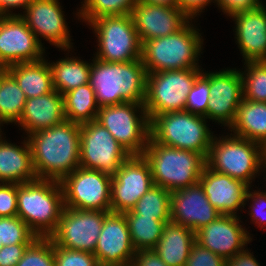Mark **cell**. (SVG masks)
<instances>
[{"mask_svg": "<svg viewBox=\"0 0 266 266\" xmlns=\"http://www.w3.org/2000/svg\"><path fill=\"white\" fill-rule=\"evenodd\" d=\"M38 179L60 182L80 167V124L65 120L27 138Z\"/></svg>", "mask_w": 266, "mask_h": 266, "instance_id": "1", "label": "cell"}, {"mask_svg": "<svg viewBox=\"0 0 266 266\" xmlns=\"http://www.w3.org/2000/svg\"><path fill=\"white\" fill-rule=\"evenodd\" d=\"M89 85L99 107L124 102L144 103L147 72L141 59L106 62L93 58Z\"/></svg>", "mask_w": 266, "mask_h": 266, "instance_id": "2", "label": "cell"}, {"mask_svg": "<svg viewBox=\"0 0 266 266\" xmlns=\"http://www.w3.org/2000/svg\"><path fill=\"white\" fill-rule=\"evenodd\" d=\"M64 207L58 181L36 179L17 184V216L38 237H49L56 230Z\"/></svg>", "mask_w": 266, "mask_h": 266, "instance_id": "3", "label": "cell"}, {"mask_svg": "<svg viewBox=\"0 0 266 266\" xmlns=\"http://www.w3.org/2000/svg\"><path fill=\"white\" fill-rule=\"evenodd\" d=\"M142 155L149 163L154 185L170 192L198 184L206 165L203 155L161 145L151 137Z\"/></svg>", "mask_w": 266, "mask_h": 266, "instance_id": "4", "label": "cell"}, {"mask_svg": "<svg viewBox=\"0 0 266 266\" xmlns=\"http://www.w3.org/2000/svg\"><path fill=\"white\" fill-rule=\"evenodd\" d=\"M190 21L173 34L142 43L141 60L147 73L200 67L197 62L204 40Z\"/></svg>", "mask_w": 266, "mask_h": 266, "instance_id": "5", "label": "cell"}, {"mask_svg": "<svg viewBox=\"0 0 266 266\" xmlns=\"http://www.w3.org/2000/svg\"><path fill=\"white\" fill-rule=\"evenodd\" d=\"M206 119L186 110L156 115L150 121V137L161 145L190 150L207 158L214 135Z\"/></svg>", "mask_w": 266, "mask_h": 266, "instance_id": "6", "label": "cell"}, {"mask_svg": "<svg viewBox=\"0 0 266 266\" xmlns=\"http://www.w3.org/2000/svg\"><path fill=\"white\" fill-rule=\"evenodd\" d=\"M262 159L261 144L231 133L219 138L213 136L206 165L251 187L255 175L262 170Z\"/></svg>", "mask_w": 266, "mask_h": 266, "instance_id": "7", "label": "cell"}, {"mask_svg": "<svg viewBox=\"0 0 266 266\" xmlns=\"http://www.w3.org/2000/svg\"><path fill=\"white\" fill-rule=\"evenodd\" d=\"M201 73L200 68L147 73L144 107L149 120L156 115L184 111L188 93Z\"/></svg>", "mask_w": 266, "mask_h": 266, "instance_id": "8", "label": "cell"}, {"mask_svg": "<svg viewBox=\"0 0 266 266\" xmlns=\"http://www.w3.org/2000/svg\"><path fill=\"white\" fill-rule=\"evenodd\" d=\"M138 112L141 115H138ZM96 121L106 128L130 155H142L145 152L150 138V120L144 103L124 102L101 106Z\"/></svg>", "mask_w": 266, "mask_h": 266, "instance_id": "9", "label": "cell"}, {"mask_svg": "<svg viewBox=\"0 0 266 266\" xmlns=\"http://www.w3.org/2000/svg\"><path fill=\"white\" fill-rule=\"evenodd\" d=\"M90 25L97 35L95 58L106 62H130L141 59L142 43L130 14L101 16Z\"/></svg>", "mask_w": 266, "mask_h": 266, "instance_id": "10", "label": "cell"}, {"mask_svg": "<svg viewBox=\"0 0 266 266\" xmlns=\"http://www.w3.org/2000/svg\"><path fill=\"white\" fill-rule=\"evenodd\" d=\"M111 179L101 171L78 167L60 181L65 207L111 212Z\"/></svg>", "mask_w": 266, "mask_h": 266, "instance_id": "11", "label": "cell"}, {"mask_svg": "<svg viewBox=\"0 0 266 266\" xmlns=\"http://www.w3.org/2000/svg\"><path fill=\"white\" fill-rule=\"evenodd\" d=\"M129 156L96 120L80 124V167L114 176Z\"/></svg>", "mask_w": 266, "mask_h": 266, "instance_id": "12", "label": "cell"}, {"mask_svg": "<svg viewBox=\"0 0 266 266\" xmlns=\"http://www.w3.org/2000/svg\"><path fill=\"white\" fill-rule=\"evenodd\" d=\"M107 213L64 207L58 226L49 237L56 246L94 253Z\"/></svg>", "mask_w": 266, "mask_h": 266, "instance_id": "13", "label": "cell"}, {"mask_svg": "<svg viewBox=\"0 0 266 266\" xmlns=\"http://www.w3.org/2000/svg\"><path fill=\"white\" fill-rule=\"evenodd\" d=\"M154 186L149 163L143 155H130L111 179V212L125 213Z\"/></svg>", "mask_w": 266, "mask_h": 266, "instance_id": "14", "label": "cell"}, {"mask_svg": "<svg viewBox=\"0 0 266 266\" xmlns=\"http://www.w3.org/2000/svg\"><path fill=\"white\" fill-rule=\"evenodd\" d=\"M42 46L21 16H0V60L6 67L45 58Z\"/></svg>", "mask_w": 266, "mask_h": 266, "instance_id": "15", "label": "cell"}, {"mask_svg": "<svg viewBox=\"0 0 266 266\" xmlns=\"http://www.w3.org/2000/svg\"><path fill=\"white\" fill-rule=\"evenodd\" d=\"M209 87L211 99L205 117L230 128L243 100V81L240 70L229 68L209 72Z\"/></svg>", "mask_w": 266, "mask_h": 266, "instance_id": "16", "label": "cell"}, {"mask_svg": "<svg viewBox=\"0 0 266 266\" xmlns=\"http://www.w3.org/2000/svg\"><path fill=\"white\" fill-rule=\"evenodd\" d=\"M135 253L125 214L108 212L93 253L98 264L131 266Z\"/></svg>", "mask_w": 266, "mask_h": 266, "instance_id": "17", "label": "cell"}, {"mask_svg": "<svg viewBox=\"0 0 266 266\" xmlns=\"http://www.w3.org/2000/svg\"><path fill=\"white\" fill-rule=\"evenodd\" d=\"M61 9L58 0H32L23 11L25 14L19 13L18 16L26 21L41 45L40 36L50 44L69 51L72 47L70 31H68L65 15Z\"/></svg>", "mask_w": 266, "mask_h": 266, "instance_id": "18", "label": "cell"}, {"mask_svg": "<svg viewBox=\"0 0 266 266\" xmlns=\"http://www.w3.org/2000/svg\"><path fill=\"white\" fill-rule=\"evenodd\" d=\"M240 222L237 215H220L195 233L196 242L228 260L252 241L250 233L240 225Z\"/></svg>", "mask_w": 266, "mask_h": 266, "instance_id": "19", "label": "cell"}, {"mask_svg": "<svg viewBox=\"0 0 266 266\" xmlns=\"http://www.w3.org/2000/svg\"><path fill=\"white\" fill-rule=\"evenodd\" d=\"M170 222L190 228L194 233L221 214L214 208L200 183L171 192Z\"/></svg>", "mask_w": 266, "mask_h": 266, "instance_id": "20", "label": "cell"}, {"mask_svg": "<svg viewBox=\"0 0 266 266\" xmlns=\"http://www.w3.org/2000/svg\"><path fill=\"white\" fill-rule=\"evenodd\" d=\"M141 43L180 30L190 18L179 8L137 1L130 13Z\"/></svg>", "mask_w": 266, "mask_h": 266, "instance_id": "21", "label": "cell"}, {"mask_svg": "<svg viewBox=\"0 0 266 266\" xmlns=\"http://www.w3.org/2000/svg\"><path fill=\"white\" fill-rule=\"evenodd\" d=\"M207 199L221 215H235L246 205L250 186L228 175L216 172L205 165L200 180Z\"/></svg>", "mask_w": 266, "mask_h": 266, "instance_id": "22", "label": "cell"}, {"mask_svg": "<svg viewBox=\"0 0 266 266\" xmlns=\"http://www.w3.org/2000/svg\"><path fill=\"white\" fill-rule=\"evenodd\" d=\"M235 21V38L248 61H266V8L264 5L230 16Z\"/></svg>", "mask_w": 266, "mask_h": 266, "instance_id": "23", "label": "cell"}, {"mask_svg": "<svg viewBox=\"0 0 266 266\" xmlns=\"http://www.w3.org/2000/svg\"><path fill=\"white\" fill-rule=\"evenodd\" d=\"M65 120L63 95L54 90L45 95L26 99L22 116L17 124L30 135Z\"/></svg>", "mask_w": 266, "mask_h": 266, "instance_id": "24", "label": "cell"}, {"mask_svg": "<svg viewBox=\"0 0 266 266\" xmlns=\"http://www.w3.org/2000/svg\"><path fill=\"white\" fill-rule=\"evenodd\" d=\"M38 179L28 140L23 146L0 141V183H26Z\"/></svg>", "mask_w": 266, "mask_h": 266, "instance_id": "25", "label": "cell"}, {"mask_svg": "<svg viewBox=\"0 0 266 266\" xmlns=\"http://www.w3.org/2000/svg\"><path fill=\"white\" fill-rule=\"evenodd\" d=\"M195 241V233L190 228L168 222L154 251L168 266H185Z\"/></svg>", "mask_w": 266, "mask_h": 266, "instance_id": "26", "label": "cell"}, {"mask_svg": "<svg viewBox=\"0 0 266 266\" xmlns=\"http://www.w3.org/2000/svg\"><path fill=\"white\" fill-rule=\"evenodd\" d=\"M7 71L14 77L26 99L54 91L51 68L44 58L12 64L7 67Z\"/></svg>", "mask_w": 266, "mask_h": 266, "instance_id": "27", "label": "cell"}, {"mask_svg": "<svg viewBox=\"0 0 266 266\" xmlns=\"http://www.w3.org/2000/svg\"><path fill=\"white\" fill-rule=\"evenodd\" d=\"M233 135L266 145V103L243 98L234 123L230 126Z\"/></svg>", "mask_w": 266, "mask_h": 266, "instance_id": "28", "label": "cell"}, {"mask_svg": "<svg viewBox=\"0 0 266 266\" xmlns=\"http://www.w3.org/2000/svg\"><path fill=\"white\" fill-rule=\"evenodd\" d=\"M77 58L67 57L56 63L49 62L54 90L61 95L89 83L91 63Z\"/></svg>", "mask_w": 266, "mask_h": 266, "instance_id": "29", "label": "cell"}, {"mask_svg": "<svg viewBox=\"0 0 266 266\" xmlns=\"http://www.w3.org/2000/svg\"><path fill=\"white\" fill-rule=\"evenodd\" d=\"M63 98L66 120L82 124L97 119L100 107L89 83L66 92Z\"/></svg>", "mask_w": 266, "mask_h": 266, "instance_id": "30", "label": "cell"}, {"mask_svg": "<svg viewBox=\"0 0 266 266\" xmlns=\"http://www.w3.org/2000/svg\"><path fill=\"white\" fill-rule=\"evenodd\" d=\"M132 244L136 251L154 249L159 242L166 223L155 218L141 217L131 210L124 213Z\"/></svg>", "mask_w": 266, "mask_h": 266, "instance_id": "31", "label": "cell"}, {"mask_svg": "<svg viewBox=\"0 0 266 266\" xmlns=\"http://www.w3.org/2000/svg\"><path fill=\"white\" fill-rule=\"evenodd\" d=\"M26 97L14 77L6 70L0 74V120L5 124L19 122Z\"/></svg>", "mask_w": 266, "mask_h": 266, "instance_id": "32", "label": "cell"}, {"mask_svg": "<svg viewBox=\"0 0 266 266\" xmlns=\"http://www.w3.org/2000/svg\"><path fill=\"white\" fill-rule=\"evenodd\" d=\"M171 192L160 186L149 189L132 208V212L141 217L170 221Z\"/></svg>", "mask_w": 266, "mask_h": 266, "instance_id": "33", "label": "cell"}, {"mask_svg": "<svg viewBox=\"0 0 266 266\" xmlns=\"http://www.w3.org/2000/svg\"><path fill=\"white\" fill-rule=\"evenodd\" d=\"M246 71H241L243 98L266 103V61L244 62ZM247 72V73H246Z\"/></svg>", "mask_w": 266, "mask_h": 266, "instance_id": "34", "label": "cell"}, {"mask_svg": "<svg viewBox=\"0 0 266 266\" xmlns=\"http://www.w3.org/2000/svg\"><path fill=\"white\" fill-rule=\"evenodd\" d=\"M136 2L137 0H84L77 16L90 23L101 16L130 14Z\"/></svg>", "mask_w": 266, "mask_h": 266, "instance_id": "35", "label": "cell"}, {"mask_svg": "<svg viewBox=\"0 0 266 266\" xmlns=\"http://www.w3.org/2000/svg\"><path fill=\"white\" fill-rule=\"evenodd\" d=\"M38 237L18 216L0 217V242L3 246L30 244Z\"/></svg>", "mask_w": 266, "mask_h": 266, "instance_id": "36", "label": "cell"}, {"mask_svg": "<svg viewBox=\"0 0 266 266\" xmlns=\"http://www.w3.org/2000/svg\"><path fill=\"white\" fill-rule=\"evenodd\" d=\"M17 266H55L54 243L50 237H36Z\"/></svg>", "mask_w": 266, "mask_h": 266, "instance_id": "37", "label": "cell"}, {"mask_svg": "<svg viewBox=\"0 0 266 266\" xmlns=\"http://www.w3.org/2000/svg\"><path fill=\"white\" fill-rule=\"evenodd\" d=\"M211 99L209 87V73H202L197 77L191 91L188 93L186 101V111L197 115L207 114Z\"/></svg>", "mask_w": 266, "mask_h": 266, "instance_id": "38", "label": "cell"}, {"mask_svg": "<svg viewBox=\"0 0 266 266\" xmlns=\"http://www.w3.org/2000/svg\"><path fill=\"white\" fill-rule=\"evenodd\" d=\"M55 266H98L93 253L69 250L54 244Z\"/></svg>", "mask_w": 266, "mask_h": 266, "instance_id": "39", "label": "cell"}, {"mask_svg": "<svg viewBox=\"0 0 266 266\" xmlns=\"http://www.w3.org/2000/svg\"><path fill=\"white\" fill-rule=\"evenodd\" d=\"M226 260L194 242L185 266H225Z\"/></svg>", "mask_w": 266, "mask_h": 266, "instance_id": "40", "label": "cell"}, {"mask_svg": "<svg viewBox=\"0 0 266 266\" xmlns=\"http://www.w3.org/2000/svg\"><path fill=\"white\" fill-rule=\"evenodd\" d=\"M17 216V184L0 183V217Z\"/></svg>", "mask_w": 266, "mask_h": 266, "instance_id": "41", "label": "cell"}, {"mask_svg": "<svg viewBox=\"0 0 266 266\" xmlns=\"http://www.w3.org/2000/svg\"><path fill=\"white\" fill-rule=\"evenodd\" d=\"M250 188L248 189V192L246 194L245 201H248L249 199H252V203L250 204L251 210L249 211V215L252 218L251 221H253L255 224H258L257 226L262 227L261 229H264V226L266 227V192H260L259 190H255L254 192H250Z\"/></svg>", "mask_w": 266, "mask_h": 266, "instance_id": "42", "label": "cell"}, {"mask_svg": "<svg viewBox=\"0 0 266 266\" xmlns=\"http://www.w3.org/2000/svg\"><path fill=\"white\" fill-rule=\"evenodd\" d=\"M215 2L228 16H232L238 12L252 10L263 5L260 0H215Z\"/></svg>", "mask_w": 266, "mask_h": 266, "instance_id": "43", "label": "cell"}, {"mask_svg": "<svg viewBox=\"0 0 266 266\" xmlns=\"http://www.w3.org/2000/svg\"><path fill=\"white\" fill-rule=\"evenodd\" d=\"M29 244H12L0 250V266H17Z\"/></svg>", "mask_w": 266, "mask_h": 266, "instance_id": "44", "label": "cell"}, {"mask_svg": "<svg viewBox=\"0 0 266 266\" xmlns=\"http://www.w3.org/2000/svg\"><path fill=\"white\" fill-rule=\"evenodd\" d=\"M131 266H168L154 249L136 251Z\"/></svg>", "mask_w": 266, "mask_h": 266, "instance_id": "45", "label": "cell"}, {"mask_svg": "<svg viewBox=\"0 0 266 266\" xmlns=\"http://www.w3.org/2000/svg\"><path fill=\"white\" fill-rule=\"evenodd\" d=\"M178 7L190 18L194 19L197 15H200L202 10L213 0H177ZM215 0L213 1V3ZM198 13V14H197Z\"/></svg>", "mask_w": 266, "mask_h": 266, "instance_id": "46", "label": "cell"}, {"mask_svg": "<svg viewBox=\"0 0 266 266\" xmlns=\"http://www.w3.org/2000/svg\"><path fill=\"white\" fill-rule=\"evenodd\" d=\"M225 266H260L254 255L247 249L238 252L234 257L226 260Z\"/></svg>", "mask_w": 266, "mask_h": 266, "instance_id": "47", "label": "cell"}, {"mask_svg": "<svg viewBox=\"0 0 266 266\" xmlns=\"http://www.w3.org/2000/svg\"><path fill=\"white\" fill-rule=\"evenodd\" d=\"M31 2L32 0H0V16H17L11 10L20 7L26 10Z\"/></svg>", "mask_w": 266, "mask_h": 266, "instance_id": "48", "label": "cell"}, {"mask_svg": "<svg viewBox=\"0 0 266 266\" xmlns=\"http://www.w3.org/2000/svg\"><path fill=\"white\" fill-rule=\"evenodd\" d=\"M137 1L145 2L148 4H154V5L178 7V1L177 0H137Z\"/></svg>", "mask_w": 266, "mask_h": 266, "instance_id": "49", "label": "cell"}, {"mask_svg": "<svg viewBox=\"0 0 266 266\" xmlns=\"http://www.w3.org/2000/svg\"><path fill=\"white\" fill-rule=\"evenodd\" d=\"M262 165L265 170L266 168V145H263V159H262Z\"/></svg>", "mask_w": 266, "mask_h": 266, "instance_id": "50", "label": "cell"}, {"mask_svg": "<svg viewBox=\"0 0 266 266\" xmlns=\"http://www.w3.org/2000/svg\"><path fill=\"white\" fill-rule=\"evenodd\" d=\"M7 70V67L4 63L0 60V74L4 73Z\"/></svg>", "mask_w": 266, "mask_h": 266, "instance_id": "51", "label": "cell"}, {"mask_svg": "<svg viewBox=\"0 0 266 266\" xmlns=\"http://www.w3.org/2000/svg\"><path fill=\"white\" fill-rule=\"evenodd\" d=\"M1 124H3V122L0 120V126H1ZM1 127H0V141L2 140V134H1Z\"/></svg>", "mask_w": 266, "mask_h": 266, "instance_id": "52", "label": "cell"}, {"mask_svg": "<svg viewBox=\"0 0 266 266\" xmlns=\"http://www.w3.org/2000/svg\"><path fill=\"white\" fill-rule=\"evenodd\" d=\"M3 245H2V242H0V250L2 249Z\"/></svg>", "mask_w": 266, "mask_h": 266, "instance_id": "53", "label": "cell"}]
</instances>
